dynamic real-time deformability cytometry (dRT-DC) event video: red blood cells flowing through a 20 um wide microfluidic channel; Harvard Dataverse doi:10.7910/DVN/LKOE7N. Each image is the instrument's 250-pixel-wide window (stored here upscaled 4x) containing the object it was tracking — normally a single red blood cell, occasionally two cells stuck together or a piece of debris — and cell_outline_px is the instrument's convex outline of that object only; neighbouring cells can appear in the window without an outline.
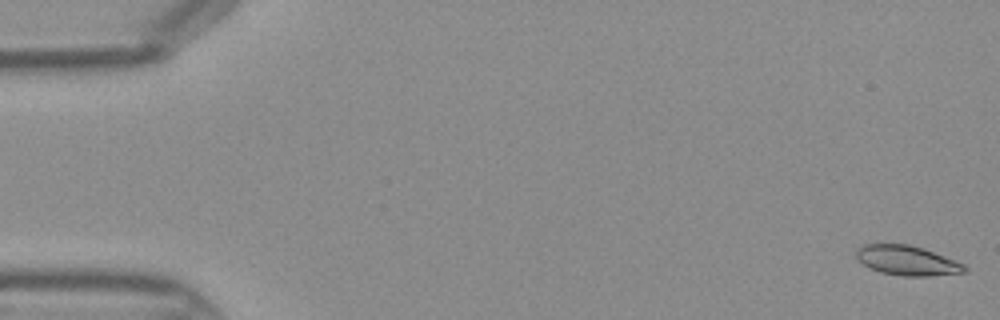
{"species": "Egyptian fruit bat (a non-hibernating species)", "species_latin": "Rousettus aegyptiacus", "temperature_condition": "warm", "stored_images_in_passage": 45, "camera_frame_rate_fps": 3000, "um_per_image_px": 0.085, "frame": {"image": 1, "passage_image": 1, "time_ms": 0.0, "image_size_px": [1000, 320], "cell_outline_px": [[968, 272], [928, 276], [904, 276], [880, 272], [864, 264], [856, 256], [856, 248], [864, 244], [908, 244], [924, 248], [964, 264], [968, 268]], "centroid_in_image_um": [77.13, 22.14], "position_along_channel_um": 7.9, "area_um2": 18.67}}
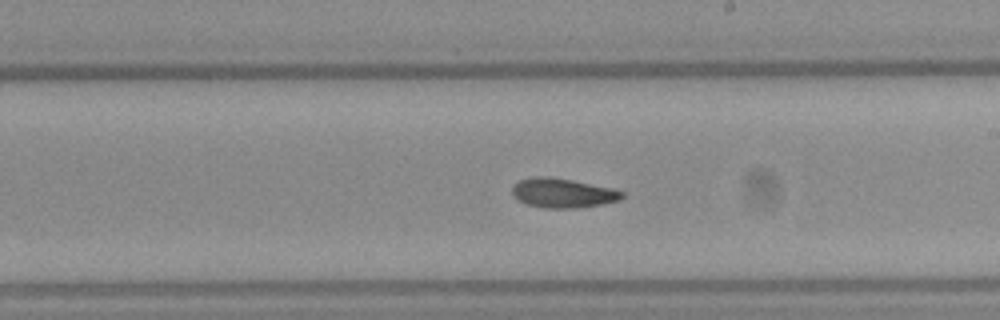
{"frame": {"image": 2, "passage_image": 26, "time_ms": 8.333, "image_size_px": [1000, 320], "cell_outline_px": [[624, 196], [620, 200], [580, 208], [544, 208], [528, 204], [520, 200], [512, 192], [512, 188], [520, 180], [536, 176], [548, 176], [572, 180], [612, 188], [624, 192]], "centroid_in_image_um": [47.87, 16.4], "position_along_channel_um": 241.1, "area_um2": 18.61}}
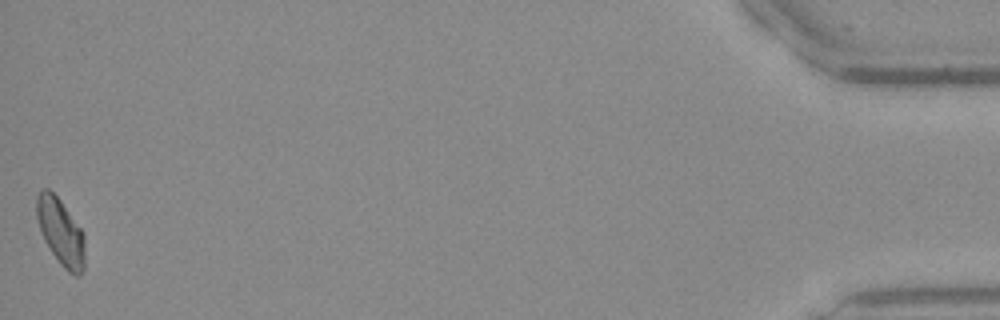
{"frame": {"image": 3, "passage_image": 45, "time_ms": 14.667, "image_size_px": [1000, 320], "cell_outline_px": [[84, 268], [80, 276], [76, 276], [68, 272], [60, 264], [44, 240], [36, 216], [36, 196], [44, 188], [48, 188], [60, 200], [84, 232]], "centroid_in_image_um": [5.17, 19.72], "position_along_channel_um": 430.0, "area_um2": 18.67}}